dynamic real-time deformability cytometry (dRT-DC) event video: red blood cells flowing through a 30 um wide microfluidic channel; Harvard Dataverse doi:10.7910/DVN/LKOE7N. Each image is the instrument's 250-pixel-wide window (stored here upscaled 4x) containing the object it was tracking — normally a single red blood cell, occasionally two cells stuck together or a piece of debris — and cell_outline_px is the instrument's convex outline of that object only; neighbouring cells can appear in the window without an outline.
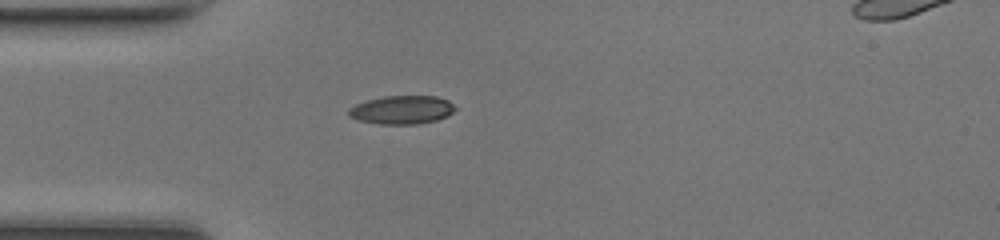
{"species": "common noctule bat (a hibernating species)", "species_latin": "Nyctalus noctula", "temperature_condition": "room temperature", "stored_images_in_passage": 36, "camera_frame_rate_fps": 3000, "um_per_image_px": 0.085, "animal": {"sex": "female", "body_mass_g": 17.0, "forearm_length_mm": 48.0}, "frame": {"image": 1, "passage_image": 1, "time_ms": 0.0, "image_size_px": [1000, 240], "cell_outline_px": [[456, 108], [448, 116], [436, 120], [416, 124], [380, 124], [360, 120], [348, 116], [348, 108], [356, 104], [368, 100], [384, 96], [436, 96], [448, 100]], "centroid_in_image_um": [34.16, 9.33], "position_along_channel_um": 50.8, "area_um2": 17.57}}
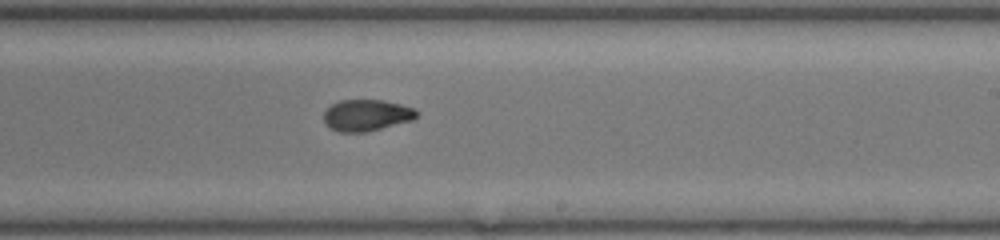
{"frame": {"image": 2, "passage_image": 16, "time_ms": 5.0, "image_size_px": [1000, 240], "cell_outline_px": [[416, 116], [412, 120], [364, 132], [340, 132], [328, 128], [324, 124], [324, 112], [332, 104], [340, 100], [384, 100], [400, 104], [412, 108], [416, 112]], "centroid_in_image_um": [31.09, 9.79], "position_along_channel_um": 257.9, "area_um2": 16.82}}
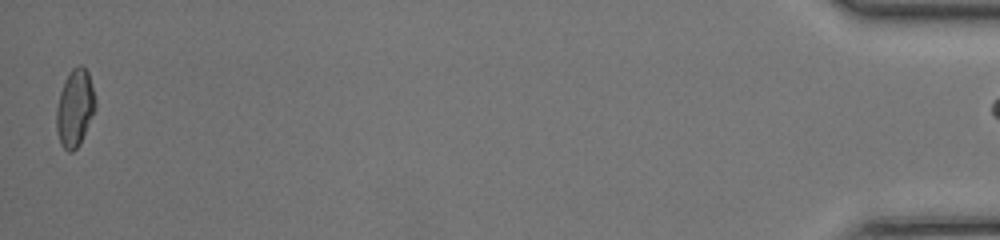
{"frame": {"image": 3, "passage_image": 35, "time_ms": 11.333, "image_size_px": [1000, 240], "cell_outline_px": [[96, 108], [80, 144], [72, 152], [68, 152], [60, 144], [56, 132], [56, 108], [60, 92], [64, 80], [68, 72], [72, 68], [80, 64], [88, 72], [96, 100]], "centroid_in_image_um": [6.35, 9.19], "position_along_channel_um": 428.8, "area_um2": 17.74}, "authors_computed_cell_mechanics": {"area_um2": 17.5712, "velocity_mm_per_s": 4.3225, "shape_relaxation_time_tau1_ms": 9.4876, "shape_relaxation_time_tau2_ms": 1.7376, "deformation_change_tau1": 0.244, "deformation_change_tau2": 0.0654}}